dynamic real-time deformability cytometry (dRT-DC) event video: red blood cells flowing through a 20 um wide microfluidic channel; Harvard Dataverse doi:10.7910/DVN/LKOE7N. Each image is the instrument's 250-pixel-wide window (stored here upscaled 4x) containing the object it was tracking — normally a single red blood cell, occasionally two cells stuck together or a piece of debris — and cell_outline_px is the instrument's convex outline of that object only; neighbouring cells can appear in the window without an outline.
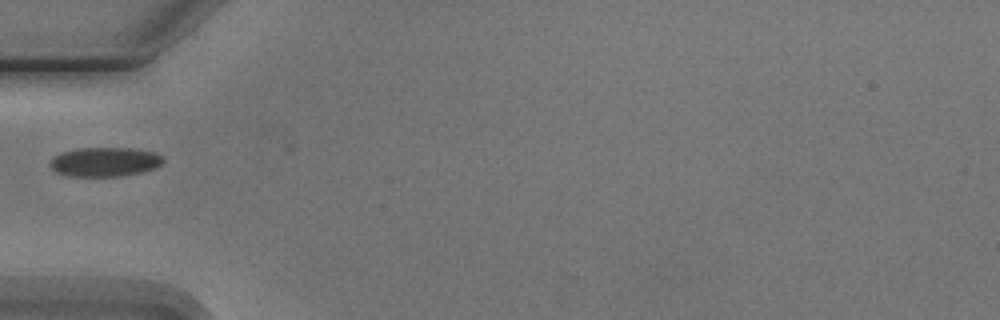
{"species": "Egyptian fruit bat (a non-hibernating species)", "species_latin": "Rousettus aegyptiacus", "temperature_condition": "cold", "stored_images_in_passage": 2, "camera_frame_rate_fps": 3000, "um_per_image_px": 0.085, "animal": {"sex": "male"}, "frame": {"image": 1, "passage_image": 1, "time_ms": 0.0, "image_size_px": [1000, 320], "cell_outline_px": [[164, 160], [156, 168], [144, 172], [120, 176], [68, 176], [56, 172], [48, 164], [52, 156], [60, 152], [80, 148], [132, 148], [156, 152], [164, 156]], "centroid_in_image_um": [8.91, 13.75], "position_along_channel_um": 76.1, "area_um2": 19.59}}
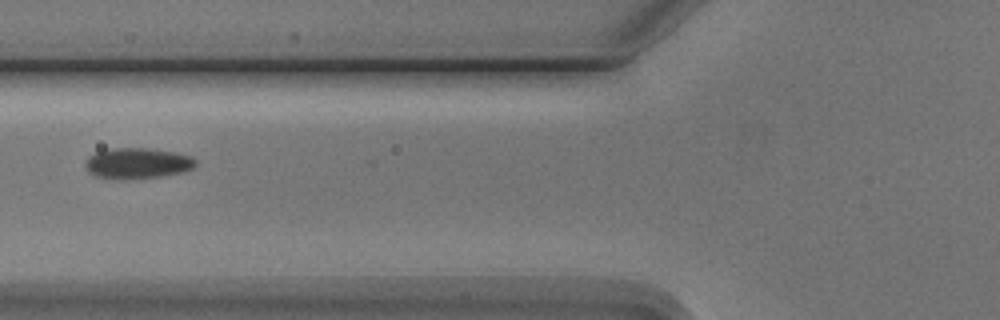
{"frame": {"image": 2, "passage_image": 2, "time_ms": 1.0, "image_size_px": [1000, 320], "cell_outline_px": [[196, 164], [192, 168], [184, 172], [160, 176], [96, 176], [88, 172], [84, 164], [88, 156], [96, 152], [108, 148], [148, 148], [172, 152], [192, 156], [196, 160]], "centroid_in_image_um": [11.7, 13.82], "position_along_channel_um": 114.1, "area_um2": 18.96}}